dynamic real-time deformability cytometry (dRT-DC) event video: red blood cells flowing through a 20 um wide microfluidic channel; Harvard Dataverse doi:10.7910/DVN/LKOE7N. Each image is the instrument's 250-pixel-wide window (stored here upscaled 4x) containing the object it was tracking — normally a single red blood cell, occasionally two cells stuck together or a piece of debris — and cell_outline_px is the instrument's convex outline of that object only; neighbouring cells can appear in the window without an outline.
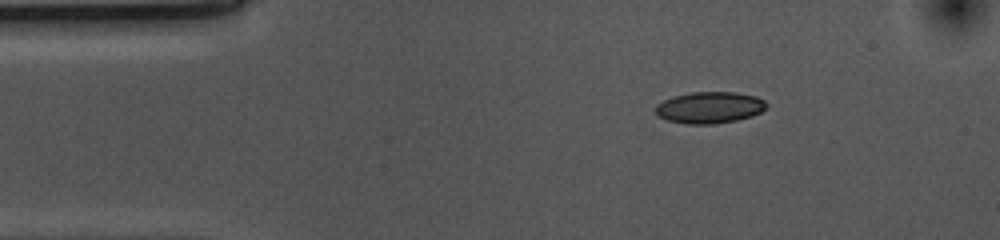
{"species": "common noctule bat (a hibernating species)", "species_latin": "Nyctalus noctula", "temperature_condition": "cold", "stored_images_in_passage": 46, "camera_frame_rate_fps": 3000, "um_per_image_px": 0.085, "animal": {"sex": "female", "body_mass_g": 10.0, "forearm_length_mm": 53.1}, "frame": {"image": 1, "passage_image": 1, "time_ms": 0.0, "image_size_px": [1000, 240], "cell_outline_px": [[768, 104], [760, 112], [752, 116], [736, 120], [712, 124], [688, 124], [668, 120], [660, 116], [656, 112], [656, 104], [672, 96], [692, 92], [736, 92], [756, 96], [764, 100]], "centroid_in_image_um": [60.32, 9.13], "position_along_channel_um": 24.7, "area_um2": 20.29}}
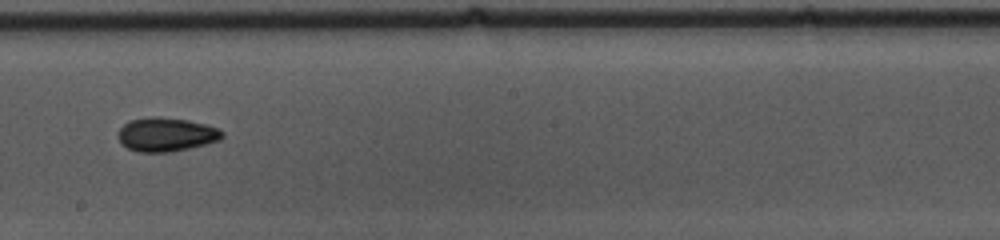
{"frame": {"image": 2, "passage_image": 22, "time_ms": 7.0, "image_size_px": [1000, 240], "cell_outline_px": [[224, 136], [220, 140], [172, 152], [140, 152], [128, 148], [120, 144], [116, 136], [120, 128], [128, 120], [152, 116], [156, 116], [188, 120], [208, 124], [220, 128], [224, 132]], "centroid_in_image_um": [14.12, 11.42], "position_along_channel_um": 234.1, "area_um2": 20.87}}
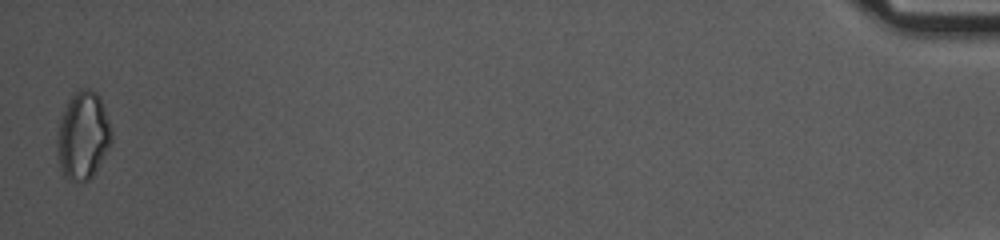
{"frame": {"image": 3, "passage_image": 46, "time_ms": 15.0, "image_size_px": [1000, 240], "cell_outline_px": [[112, 140], [92, 176], [88, 180], [68, 180], [64, 176], [60, 168], [56, 144], [56, 140], [60, 120], [72, 96], [80, 88], [88, 88], [96, 92], [100, 96], [112, 132]], "centroid_in_image_um": [7.04, 11.52], "position_along_channel_um": 428.2, "area_um2": 27.28}, "authors_computed_cell_mechanics": {"area_um2": 20.3745, "velocity_mm_per_s": 3.6771, "shape_relaxation_time_tau1_ms": 7.2987, "shape_relaxation_time_tau2_ms": 5.4316, "deformation_change_tau1": 0.1204, "deformation_change_tau2": 0.1033}}